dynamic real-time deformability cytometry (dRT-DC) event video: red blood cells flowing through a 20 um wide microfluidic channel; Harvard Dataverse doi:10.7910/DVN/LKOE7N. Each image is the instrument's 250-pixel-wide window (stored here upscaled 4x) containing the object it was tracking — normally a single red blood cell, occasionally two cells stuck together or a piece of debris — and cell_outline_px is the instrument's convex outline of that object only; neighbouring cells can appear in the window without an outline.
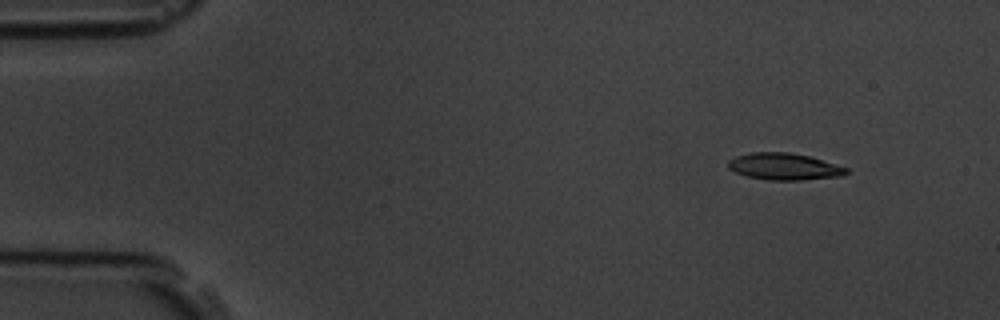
{"species": "common noctule bat (a hibernating species)", "species_latin": "Nyctalus noctula", "temperature_condition": "room temperature", "stored_images_in_passage": 4, "camera_frame_rate_fps": 3000, "um_per_image_px": 0.085, "animal": {"sex": "male", "body_mass_g": 19.5, "forearm_length_mm": 54.6}, "frame": {"image": 1, "passage_image": 2, "time_ms": 1.0, "image_size_px": [1000, 320], "cell_outline_px": [[848, 172], [844, 176], [800, 180], [768, 180], [744, 176], [728, 168], [728, 160], [736, 156], [752, 152], [788, 152], [808, 156], [848, 168]], "centroid_in_image_um": [66.63, 14.16], "position_along_channel_um": 18.4, "area_um2": 18.44}}